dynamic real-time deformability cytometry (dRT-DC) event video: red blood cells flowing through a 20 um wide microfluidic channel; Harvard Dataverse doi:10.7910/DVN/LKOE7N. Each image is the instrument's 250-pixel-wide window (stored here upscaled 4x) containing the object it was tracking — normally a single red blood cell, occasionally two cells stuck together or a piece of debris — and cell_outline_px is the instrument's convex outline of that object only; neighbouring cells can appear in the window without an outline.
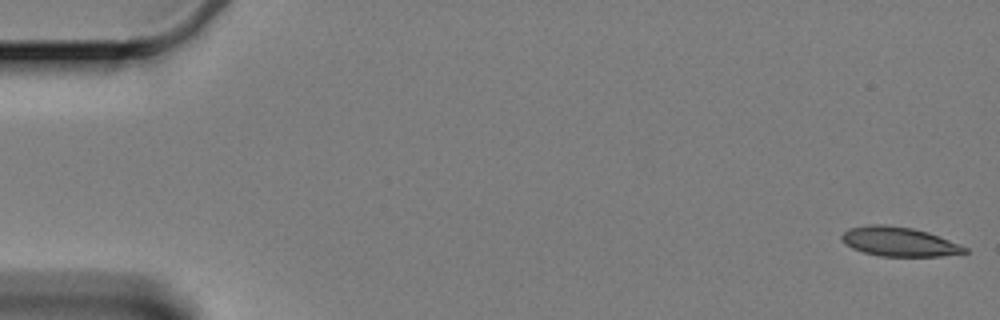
{"species": "Egyptian fruit bat (a non-hibernating species)", "species_latin": "Rousettus aegyptiacus", "temperature_condition": "cold", "stored_images_in_passage": 60, "camera_frame_rate_fps": 3000, "um_per_image_px": 0.085, "animal": {"sex": "female"}, "frame": {"image": 1, "passage_image": 1, "time_ms": 0.0, "image_size_px": [1000, 320], "cell_outline_px": [[968, 252], [940, 256], [880, 256], [864, 252], [852, 248], [844, 244], [840, 240], [840, 236], [848, 228], [868, 224], [884, 224], [912, 228], [928, 232], [968, 248]], "centroid_in_image_um": [76.35, 20.53], "position_along_channel_um": 8.6, "area_um2": 20.98}}
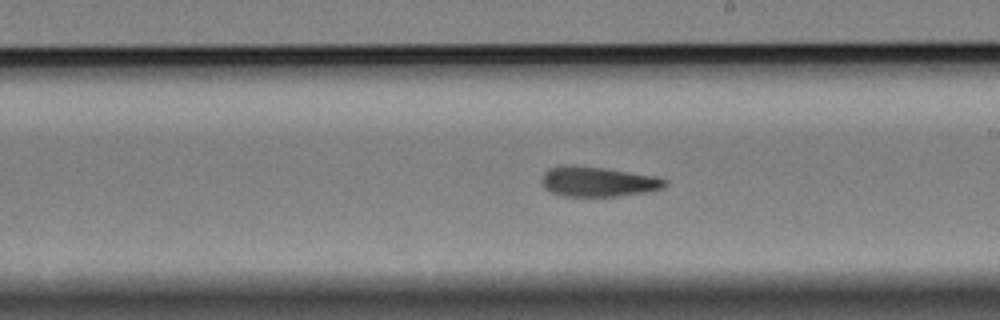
{"frame": {"image": 2, "passage_image": 34, "time_ms": 11.0, "image_size_px": [1000, 320], "cell_outline_px": [[668, 184], [664, 188], [644, 192], [616, 196], [564, 196], [552, 192], [544, 188], [540, 180], [544, 172], [548, 168], [564, 164], [604, 168], [656, 176], [668, 180]], "centroid_in_image_um": [50.81, 15.43], "position_along_channel_um": 238.2, "area_um2": 21.62}}
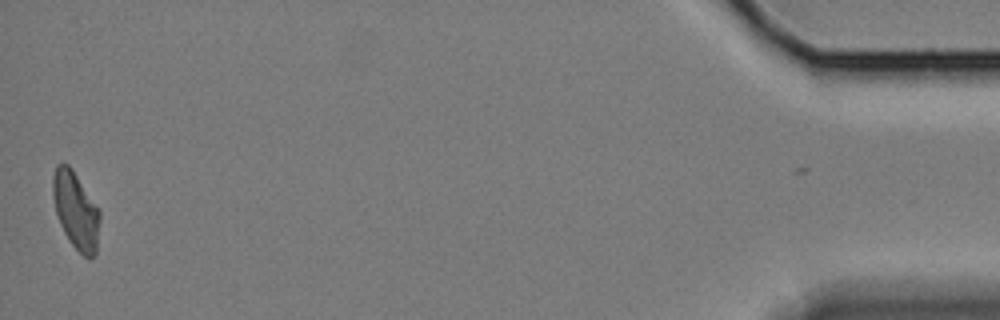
{"frame": {"image": 3, "passage_image": 59, "time_ms": 19.333, "image_size_px": [1000, 320], "cell_outline_px": [[100, 220], [96, 252], [92, 256], [84, 256], [68, 240], [60, 224], [56, 212], [52, 196], [52, 176], [56, 164], [68, 164], [72, 168], [100, 212]], "centroid_in_image_um": [6.42, 17.86], "position_along_channel_um": 428.8, "area_um2": 20.87}, "authors_computed_cell_mechanics": {"area_um2": 21.7617, "velocity_mm_per_s": 3.3451, "shape_relaxation_time_tau1_ms": 7.2322, "shape_relaxation_time_tau2_ms": 4.3663, "deformation_change_tau1": 0.1713, "deformation_change_tau2": 0.1347}}